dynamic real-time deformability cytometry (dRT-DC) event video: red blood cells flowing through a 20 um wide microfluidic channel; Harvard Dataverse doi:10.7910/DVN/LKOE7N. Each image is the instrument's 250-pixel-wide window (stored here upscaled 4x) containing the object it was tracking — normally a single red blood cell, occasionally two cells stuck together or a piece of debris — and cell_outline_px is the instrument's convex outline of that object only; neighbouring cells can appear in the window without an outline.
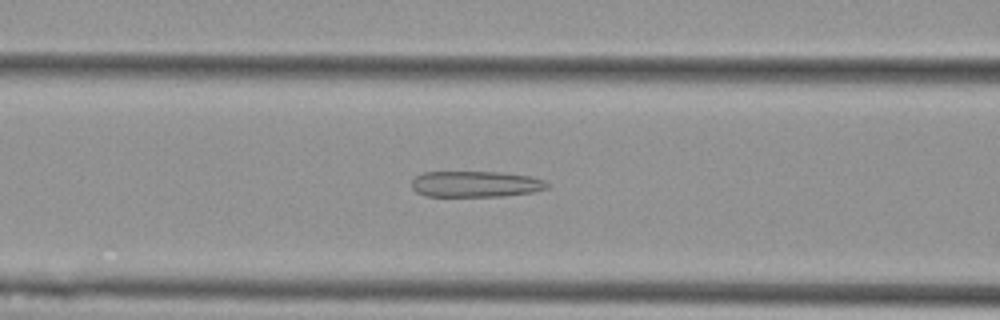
{"species": "Egyptian fruit bat (a non-hibernating species)", "species_latin": "Rousettus aegyptiacus", "temperature_condition": "cold", "stored_images_in_passage": 52, "camera_frame_rate_fps": 3000, "um_per_image_px": 0.085, "animal": {"sex": "female"}, "frame": {"image": 1, "passage_image": 21, "time_ms": 6.667, "image_size_px": [1000, 320], "cell_outline_px": [[548, 188], [532, 192], [500, 196], [424, 196], [416, 192], [412, 188], [412, 180], [416, 176], [424, 172], [500, 172], [532, 176], [544, 180], [548, 184]], "centroid_in_image_um": [40.42, 15.64], "position_along_channel_um": 126.2, "area_um2": 20.58}}
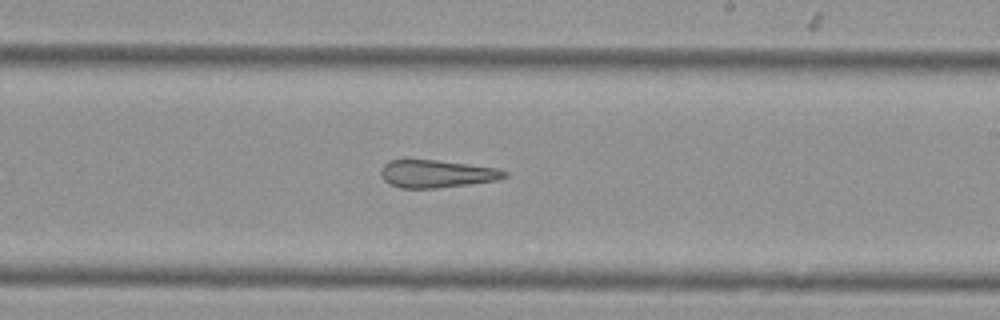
{"frame": {"image": 2, "passage_image": 31, "time_ms": 10.0, "image_size_px": [1000, 320], "cell_outline_px": [[508, 176], [496, 180], [468, 184], [436, 188], [400, 188], [388, 184], [384, 180], [380, 172], [380, 168], [388, 160], [436, 160], [500, 168], [508, 172]], "centroid_in_image_um": [37.11, 14.77], "position_along_channel_um": 251.9, "area_um2": 20.0}}
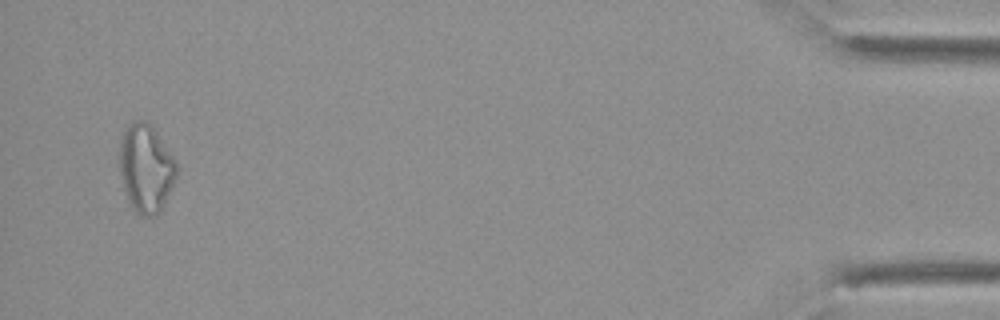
{"frame": {"image": 3, "passage_image": 51, "time_ms": 16.667, "image_size_px": [1000, 320], "cell_outline_px": [[176, 176], [160, 212], [156, 216], [140, 216], [136, 212], [128, 200], [124, 188], [120, 168], [120, 140], [124, 128], [136, 120], [144, 120], [152, 124], [176, 160]], "centroid_in_image_um": [12.41, 14.27], "position_along_channel_um": 422.8, "area_um2": 29.19}}